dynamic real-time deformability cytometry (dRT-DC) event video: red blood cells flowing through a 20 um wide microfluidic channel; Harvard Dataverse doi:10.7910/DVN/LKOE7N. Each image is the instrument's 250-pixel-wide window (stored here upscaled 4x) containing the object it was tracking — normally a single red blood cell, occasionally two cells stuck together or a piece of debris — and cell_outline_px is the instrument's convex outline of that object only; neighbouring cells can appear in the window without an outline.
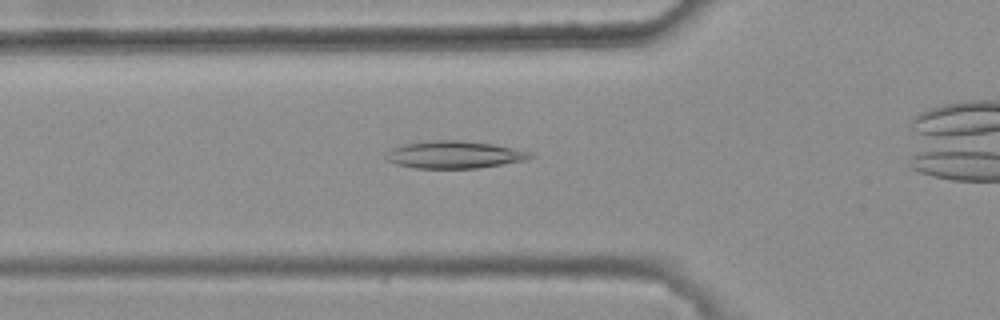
{"species": "common noctule bat (a hibernating species)", "species_latin": "Nyctalus noctula", "temperature_condition": "warm", "stored_images_in_passage": 37, "camera_frame_rate_fps": 3000, "um_per_image_px": 0.085, "animal": {"sex": "female", "body_mass_g": 25.1}, "frame": {"image": 1, "passage_image": 12, "time_ms": 3.667, "image_size_px": [1000, 320], "cell_outline_px": [[536, 156], [528, 160], [504, 164], [476, 168], [416, 168], [396, 164], [388, 160], [384, 156], [392, 148], [404, 144], [432, 140], [460, 140], [496, 144], [532, 152]], "centroid_in_image_um": [38.69, 13.14], "position_along_channel_um": 87.1, "area_um2": 23.18}}
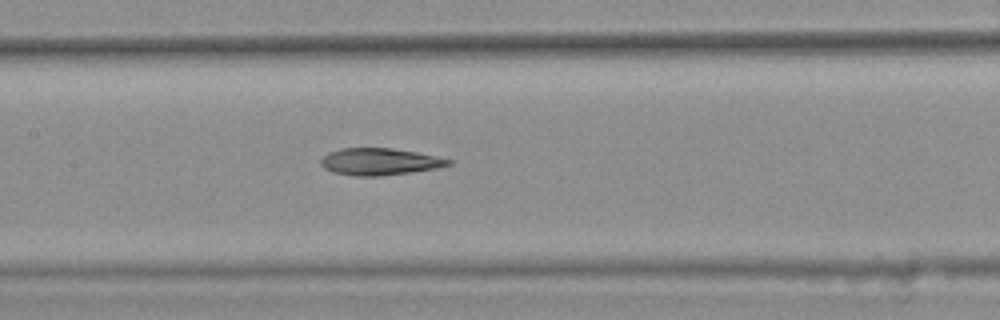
{"frame": {"image": 2, "passage_image": 19, "time_ms": 6.0, "image_size_px": [1000, 320], "cell_outline_px": [[456, 160], [452, 164], [436, 168], [380, 176], [352, 176], [336, 172], [324, 168], [320, 164], [320, 160], [328, 152], [340, 148], [392, 148], [416, 152]], "centroid_in_image_um": [32.28, 13.73], "position_along_channel_um": 175.1, "area_um2": 20.0}}
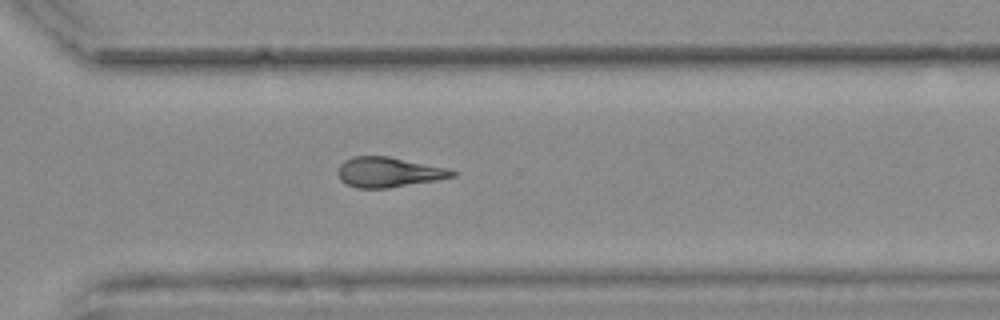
{"frame": {"image": 3, "passage_image": 32, "time_ms": 10.333, "image_size_px": [1000, 320], "cell_outline_px": [[456, 176], [436, 180], [388, 188], [356, 188], [344, 184], [340, 180], [336, 172], [340, 164], [344, 160], [352, 156], [388, 156], [448, 168], [456, 172]], "centroid_in_image_um": [32.98, 14.63], "position_along_channel_um": 337.6, "area_um2": 20.17}, "authors_computed_cell_mechanics": {"area_um2": 20.6346, "velocity_mm_per_s": 3.7503, "shape_relaxation_time_tau1_ms": null, "shape_relaxation_time_tau2_ms": 6.2035, "deformation_change_tau1": null, "deformation_change_tau2": 0.1792}}